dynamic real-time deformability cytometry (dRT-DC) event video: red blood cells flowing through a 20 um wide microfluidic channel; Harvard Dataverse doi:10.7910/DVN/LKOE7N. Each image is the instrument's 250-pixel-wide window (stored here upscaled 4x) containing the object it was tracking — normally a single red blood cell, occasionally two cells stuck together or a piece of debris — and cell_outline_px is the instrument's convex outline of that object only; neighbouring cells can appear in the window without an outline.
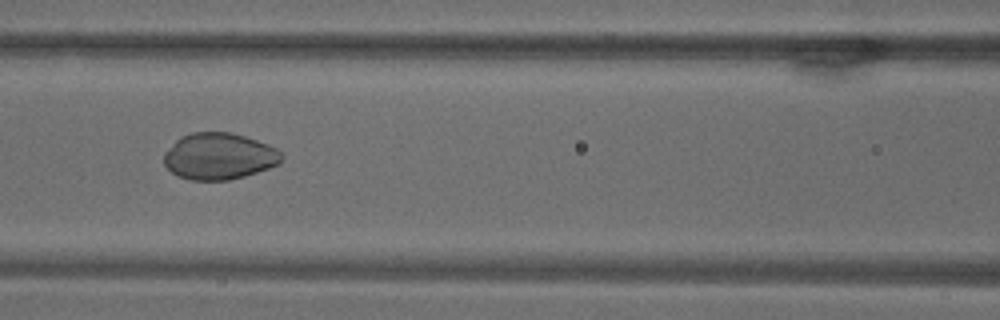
{"species": "common noctule bat (a hibernating species)", "species_latin": "Nyctalus noctula", "temperature_condition": "warm", "stored_images_in_passage": 70, "camera_frame_rate_fps": 3000, "um_per_image_px": 0.085, "animal": {"sex": "male", "body_mass_g": 18.8}, "frame": {"image": 1, "passage_image": 31, "time_ms": 10.0, "image_size_px": [1000, 320], "cell_outline_px": [[284, 156], [280, 164], [244, 176], [228, 180], [192, 180], [176, 176], [164, 164], [164, 152], [180, 136], [192, 132], [228, 132], [244, 136], [268, 144], [284, 152]], "centroid_in_image_um": [18.63, 13.28], "position_along_channel_um": 148.0, "area_um2": 32.08}}
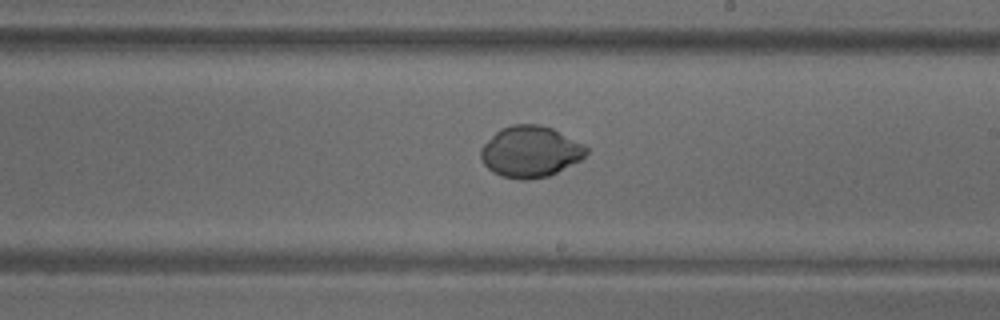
{"frame": {"image": 2, "passage_image": 41, "time_ms": 13.333, "image_size_px": [1000, 320], "cell_outline_px": [[588, 152], [580, 160], [548, 176], [528, 180], [520, 180], [500, 176], [492, 172], [480, 160], [480, 148], [500, 128], [512, 124], [540, 124], [552, 128], [584, 144], [588, 148]], "centroid_in_image_um": [45.05, 12.89], "position_along_channel_um": 243.9, "area_um2": 31.62}}
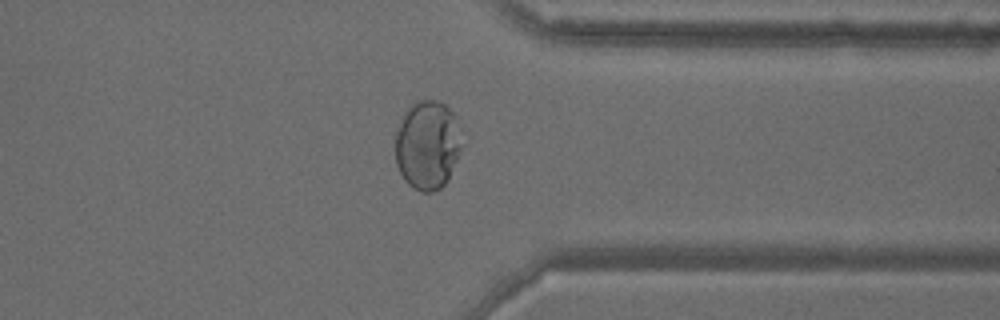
{"frame": {"image": 3, "passage_image": 55, "time_ms": 18.0, "image_size_px": [1000, 320], "cell_outline_px": [[460, 148], [456, 160], [448, 180], [440, 188], [432, 192], [420, 192], [408, 184], [404, 180], [396, 164], [396, 132], [408, 108], [416, 100], [436, 100], [444, 104], [456, 116]], "centroid_in_image_um": [36.31, 12.34], "position_along_channel_um": 375.1, "area_um2": 33.93}}